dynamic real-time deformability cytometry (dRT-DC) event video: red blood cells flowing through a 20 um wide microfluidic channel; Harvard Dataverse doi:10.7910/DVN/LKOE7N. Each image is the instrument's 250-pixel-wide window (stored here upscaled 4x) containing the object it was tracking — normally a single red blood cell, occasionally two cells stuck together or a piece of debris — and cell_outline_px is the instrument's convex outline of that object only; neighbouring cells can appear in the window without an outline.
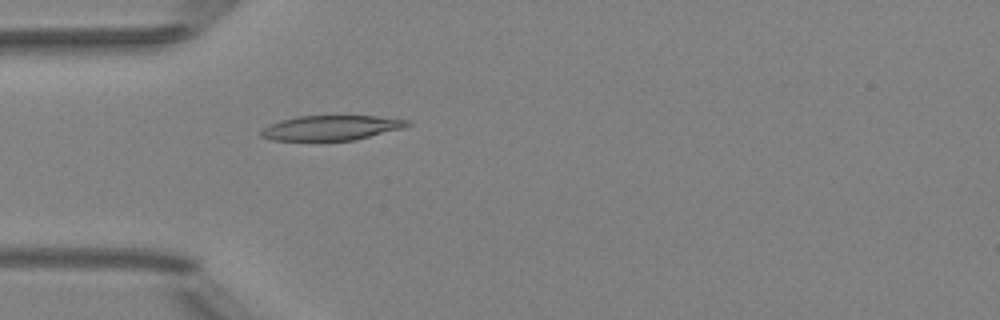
{"species": "Egyptian fruit bat (a non-hibernating species)", "species_latin": "Rousettus aegyptiacus", "temperature_condition": "room temperature", "stored_images_in_passage": 34, "camera_frame_rate_fps": 3000, "um_per_image_px": 0.085, "animal": {"sex": "female"}, "frame": {"image": 1, "passage_image": 1, "time_ms": 0.0, "image_size_px": [1000, 320], "cell_outline_px": [[412, 124], [404, 128], [356, 140], [272, 140], [260, 136], [260, 132], [264, 128], [280, 120], [296, 116], [376, 116], [412, 120]], "centroid_in_image_um": [28.22, 10.86], "position_along_channel_um": 56.8, "area_um2": 21.21}}
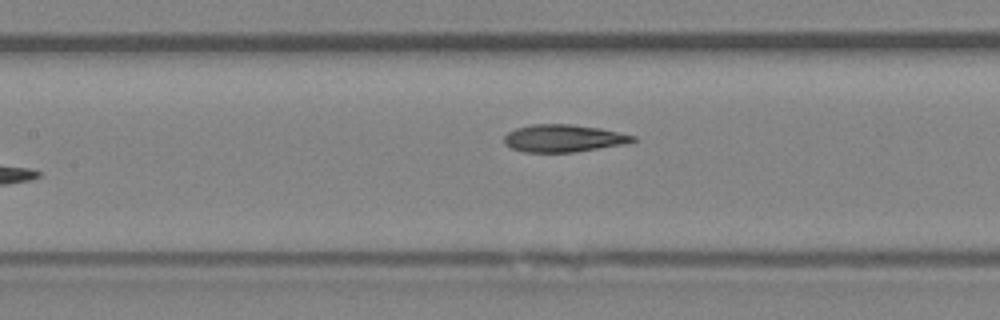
{"frame": {"image": 2, "passage_image": 9, "time_ms": 2.667, "image_size_px": [1000, 320], "cell_outline_px": [[636, 140], [628, 144], [572, 152], [524, 152], [512, 148], [504, 144], [504, 136], [508, 132], [516, 128], [532, 124], [572, 124], [600, 128], [636, 136]], "centroid_in_image_um": [47.9, 11.75], "position_along_channel_um": 159.5, "area_um2": 20.63}}
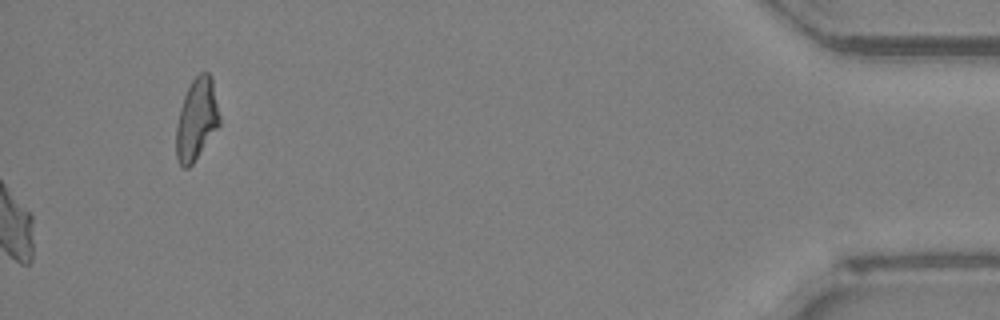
{"frame": {"image": 3, "passage_image": 34, "time_ms": 11.0, "image_size_px": [1000, 320], "cell_outline_px": [[220, 124], [192, 164], [188, 168], [184, 168], [180, 164], [176, 156], [176, 124], [180, 108], [184, 96], [192, 80], [200, 72], [208, 72], [212, 76], [220, 116]], "centroid_in_image_um": [16.71, 10.12], "position_along_channel_um": 418.5, "area_um2": 20.58}, "authors_computed_cell_mechanics": {"area_um2": 21.1548, "velocity_mm_per_s": 4.0195, "shape_relaxation_time_tau1_ms": 9.1909, "shape_relaxation_time_tau2_ms": 2.4991, "deformation_change_tau1": 0.2432, "deformation_change_tau2": 0.1047}}